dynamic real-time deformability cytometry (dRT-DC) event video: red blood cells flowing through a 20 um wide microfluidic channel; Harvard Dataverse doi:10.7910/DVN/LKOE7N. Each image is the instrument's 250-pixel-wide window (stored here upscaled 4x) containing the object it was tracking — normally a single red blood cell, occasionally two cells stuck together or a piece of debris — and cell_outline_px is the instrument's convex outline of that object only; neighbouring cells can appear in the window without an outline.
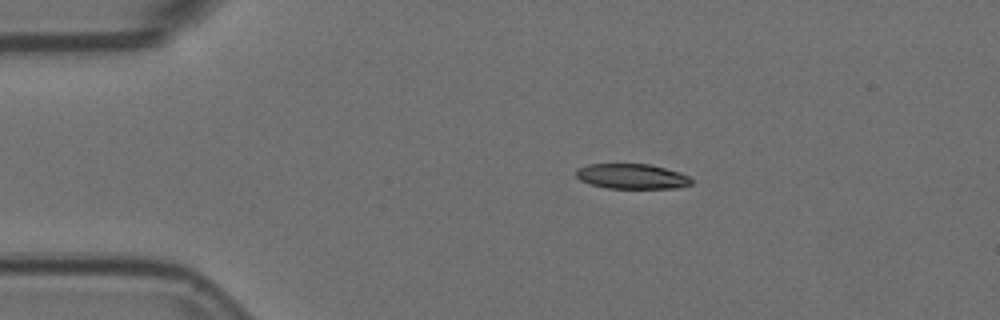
{"species": "Egyptian fruit bat (a non-hibernating species)", "species_latin": "Rousettus aegyptiacus", "temperature_condition": "room temperature", "stored_images_in_passage": 8, "camera_frame_rate_fps": 3000, "um_per_image_px": 0.085, "animal": {"sex": "female"}, "frame": {"image": 1, "passage_image": 1, "time_ms": 0.0, "image_size_px": [1000, 320], "cell_outline_px": [[692, 184], [680, 188], [608, 188], [592, 184], [580, 180], [576, 176], [576, 172], [580, 168], [588, 164], [648, 164], [680, 172], [688, 176], [692, 180]], "centroid_in_image_um": [53.75, 14.99], "position_along_channel_um": 31.3, "area_um2": 16.7}}
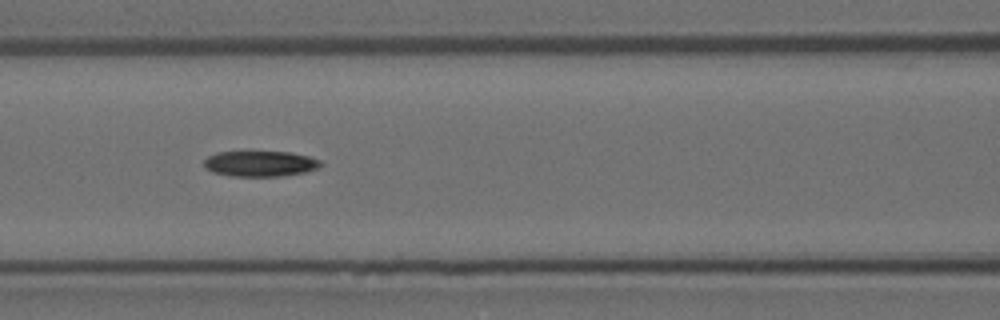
{"frame": {"image": 2, "passage_image": 5, "time_ms": 1.333, "image_size_px": [1000, 320], "cell_outline_px": [[324, 164], [316, 168], [304, 172], [280, 176], [232, 176], [212, 172], [204, 168], [204, 160], [208, 156], [216, 152], [292, 152], [308, 156], [320, 160]], "centroid_in_image_um": [22.09, 13.91], "position_along_channel_um": 144.5, "area_um2": 17.4}}
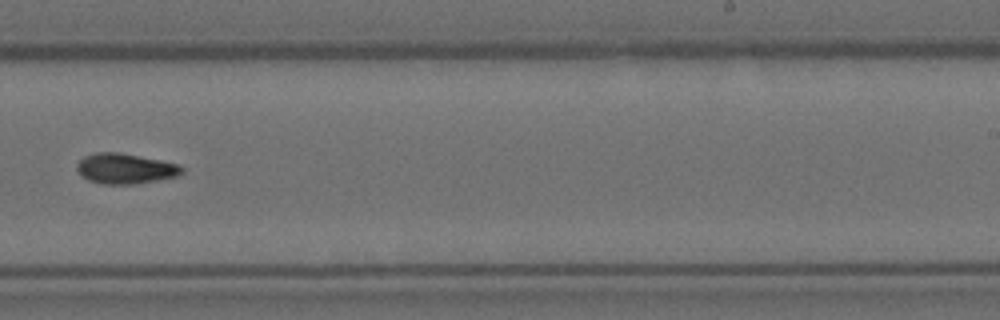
{"frame": {"image": 3, "passage_image": 8, "time_ms": 2.333, "image_size_px": [1000, 320], "cell_outline_px": [[184, 172], [176, 176], [156, 180], [132, 184], [104, 184], [88, 180], [76, 168], [76, 164], [84, 156], [96, 152], [120, 152], [160, 160], [176, 164], [184, 168]], "centroid_in_image_um": [10.63, 14.32], "position_along_channel_um": 278.4, "area_um2": 18.32}}